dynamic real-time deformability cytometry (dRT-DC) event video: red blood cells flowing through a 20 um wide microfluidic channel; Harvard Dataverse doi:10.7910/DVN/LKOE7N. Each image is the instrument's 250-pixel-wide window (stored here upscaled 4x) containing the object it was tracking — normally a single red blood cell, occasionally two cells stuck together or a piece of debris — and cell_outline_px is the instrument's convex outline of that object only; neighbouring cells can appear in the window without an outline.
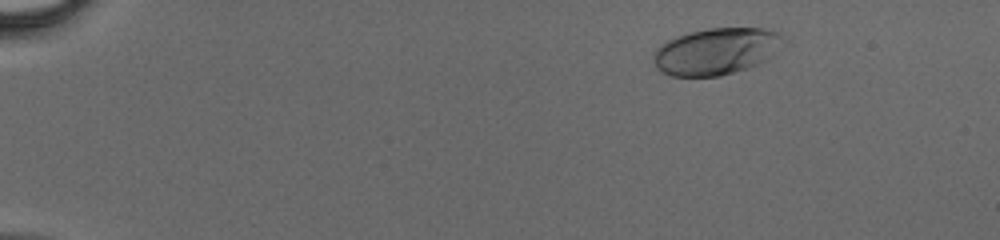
{"species": "human", "species_latin": "Homo sapiens", "temperature_condition": "cold", "stored_images_in_passage": 44, "camera_frame_rate_fps": 3000, "um_per_image_px": 0.085, "donor": {"sex": "male"}, "frame": {"image": 1, "passage_image": 4, "time_ms": 1.0, "image_size_px": [1000, 240], "cell_outline_px": [[792, 44], [768, 60], [748, 68], [720, 76], [672, 76], [656, 68], [652, 60], [652, 56], [656, 48], [660, 44], [676, 36], [688, 32], [708, 28], [764, 28], [780, 32]], "centroid_in_image_um": [61.01, 4.34], "position_along_channel_um": 24.0, "area_um2": 36.53}}
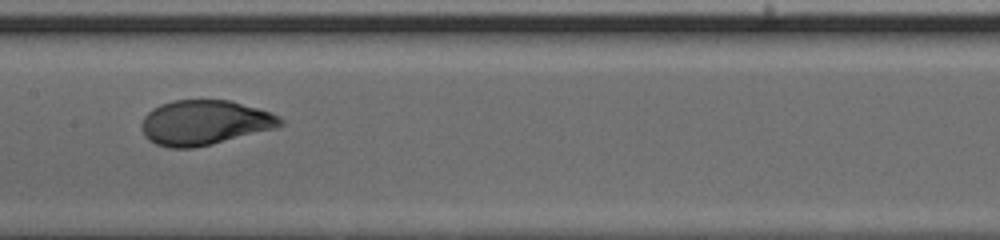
{"frame": {"image": 2, "passage_image": 23, "time_ms": 7.333, "image_size_px": [1000, 240], "cell_outline_px": [[284, 124], [280, 128], [212, 144], [192, 148], [168, 148], [156, 144], [148, 140], [144, 136], [140, 128], [140, 124], [144, 116], [152, 108], [160, 104], [172, 100], [232, 100], [280, 116], [284, 120]], "centroid_in_image_um": [17.39, 10.43], "position_along_channel_um": 190.0, "area_um2": 36.76}}
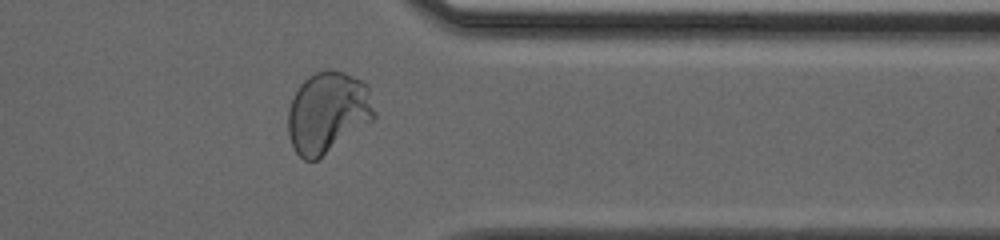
{"frame": {"image": 3, "passage_image": 36, "time_ms": 11.667, "image_size_px": [1000, 240], "cell_outline_px": [[376, 120], [316, 160], [304, 160], [296, 152], [292, 144], [288, 132], [288, 108], [300, 84], [308, 76], [316, 72], [332, 68], [344, 72], [368, 84], [376, 112]], "centroid_in_image_um": [27.9, 9.54], "position_along_channel_um": 383.5, "area_um2": 41.27}}